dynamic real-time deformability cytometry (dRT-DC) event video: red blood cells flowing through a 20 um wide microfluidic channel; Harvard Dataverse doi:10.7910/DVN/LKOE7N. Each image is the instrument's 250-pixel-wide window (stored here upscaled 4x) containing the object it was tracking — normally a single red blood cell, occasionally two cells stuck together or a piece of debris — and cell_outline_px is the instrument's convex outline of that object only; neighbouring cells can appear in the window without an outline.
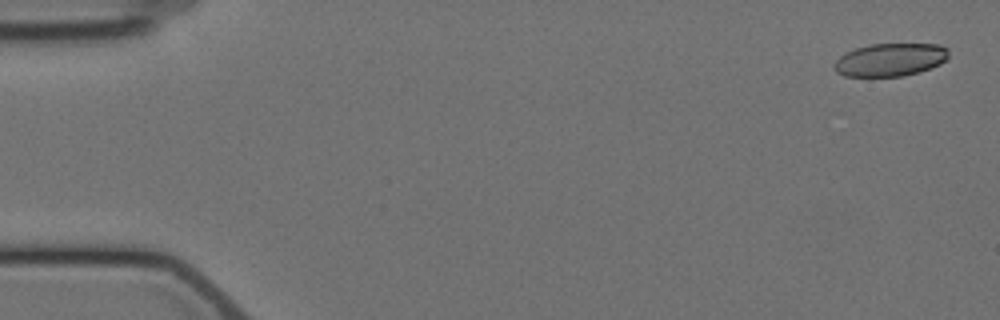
{"species": "Egyptian fruit bat (a non-hibernating species)", "species_latin": "Rousettus aegyptiacus", "temperature_condition": "cold", "stored_images_in_passage": 5, "camera_frame_rate_fps": 3000, "um_per_image_px": 0.085, "animal": {"sex": "female"}, "frame": {"image": 1, "passage_image": 1, "time_ms": 0.0, "image_size_px": [1000, 320], "cell_outline_px": [[948, 56], [940, 64], [904, 76], [844, 76], [836, 72], [836, 60], [840, 56], [856, 48], [872, 44], [940, 44], [948, 48]], "centroid_in_image_um": [75.69, 5.07], "position_along_channel_um": 9.3, "area_um2": 21.62}}
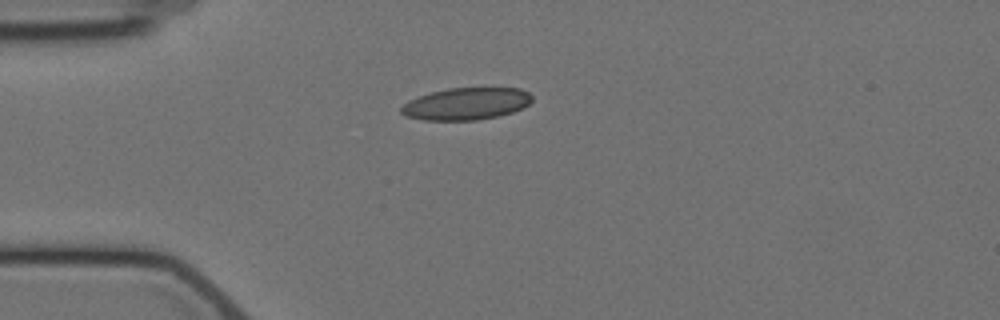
{"frame": {"image": 2, "passage_image": 4, "time_ms": 4.333, "image_size_px": [1000, 320], "cell_outline_px": [[532, 100], [524, 108], [512, 112], [496, 116], [476, 120], [424, 120], [404, 116], [400, 112], [400, 108], [408, 100], [432, 92], [448, 88], [520, 88], [528, 92], [532, 96]], "centroid_in_image_um": [39.62, 8.82], "position_along_channel_um": 45.4, "area_um2": 24.45}}